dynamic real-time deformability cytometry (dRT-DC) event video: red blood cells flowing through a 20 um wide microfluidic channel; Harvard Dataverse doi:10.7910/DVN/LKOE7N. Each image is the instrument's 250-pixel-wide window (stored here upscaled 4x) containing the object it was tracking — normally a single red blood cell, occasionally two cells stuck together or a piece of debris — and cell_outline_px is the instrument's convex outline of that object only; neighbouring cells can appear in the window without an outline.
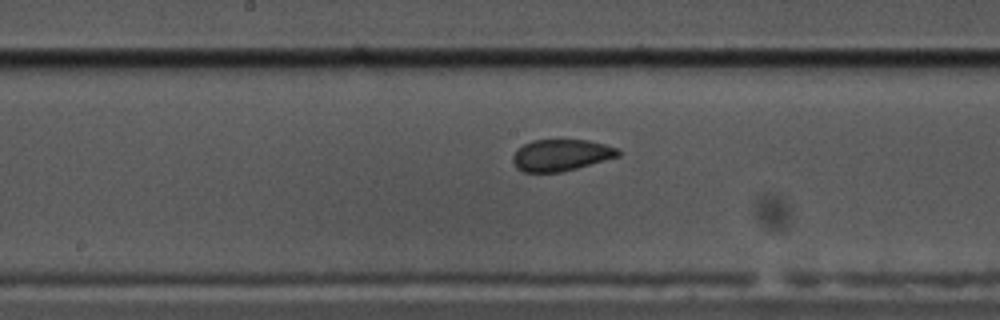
{"species": "common noctule bat (a hibernating species)", "species_latin": "Nyctalus noctula", "temperature_condition": "cold", "stored_images_in_passage": 33, "camera_frame_rate_fps": 3000, "um_per_image_px": 0.085, "animal": {"sex": "male", "body_mass_g": 17.5, "forearm_length_mm": 52.3}, "frame": {"image": 1, "passage_image": 15, "time_ms": 4.667, "image_size_px": [1000, 320], "cell_outline_px": [[620, 156], [576, 168], [560, 172], [524, 172], [516, 168], [512, 160], [512, 156], [524, 144], [532, 140], [588, 140], [604, 144], [616, 148], [620, 152]], "centroid_in_image_um": [47.68, 13.19], "position_along_channel_um": 200.5, "area_um2": 19.19}}
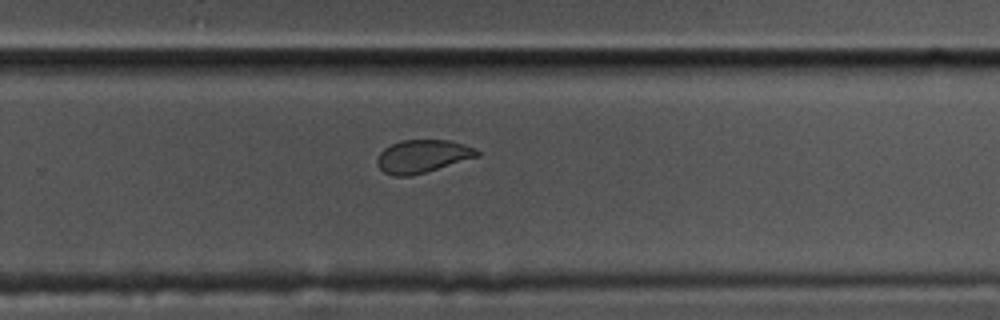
{"frame": {"image": 2, "passage_image": 23, "time_ms": 7.333, "image_size_px": [1000, 320], "cell_outline_px": [[480, 156], [424, 172], [408, 176], [392, 176], [384, 172], [376, 164], [376, 160], [380, 152], [384, 148], [392, 144], [404, 140], [448, 140], [472, 148], [480, 152]], "centroid_in_image_um": [35.87, 13.29], "position_along_channel_um": 293.9, "area_um2": 18.84}}
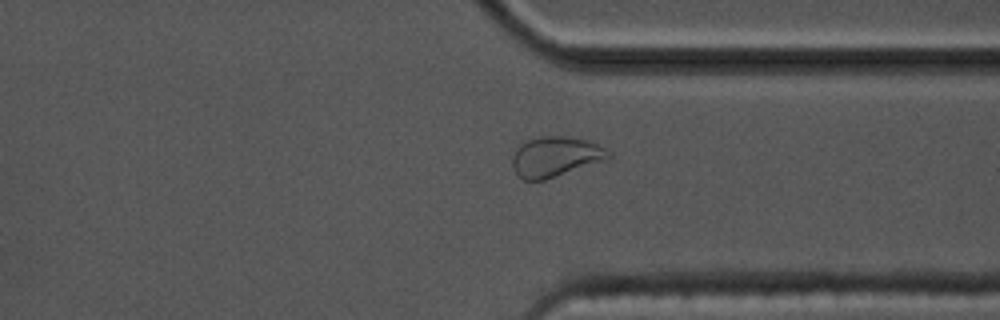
{"frame": {"image": 3, "passage_image": 29, "time_ms": 9.333, "image_size_px": [1000, 320], "cell_outline_px": [[612, 156], [608, 160], [544, 180], [524, 180], [516, 172], [512, 164], [512, 156], [516, 148], [520, 144], [528, 140], [540, 136], [564, 136], [588, 140], [612, 152]], "centroid_in_image_um": [47.24, 13.31], "position_along_channel_um": 364.2, "area_um2": 22.6}}